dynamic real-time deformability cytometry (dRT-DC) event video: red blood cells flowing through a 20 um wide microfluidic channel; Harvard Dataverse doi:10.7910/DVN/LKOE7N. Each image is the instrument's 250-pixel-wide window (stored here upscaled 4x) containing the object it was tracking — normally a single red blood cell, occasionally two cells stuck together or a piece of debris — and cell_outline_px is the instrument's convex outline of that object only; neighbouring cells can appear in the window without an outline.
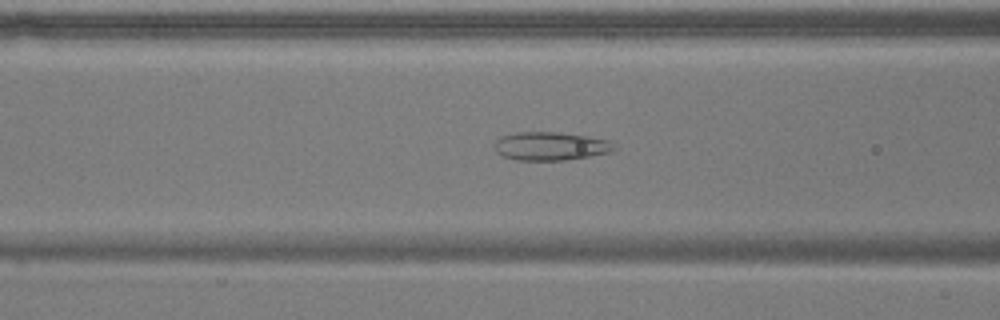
{"species": "common noctule bat (a hibernating species)", "species_latin": "Nyctalus noctula", "temperature_condition": "warm", "stored_images_in_passage": 54, "camera_frame_rate_fps": 3000, "um_per_image_px": 0.085, "animal": {"sex": "male", "body_mass_g": 17.9}, "frame": {"image": 1, "passage_image": 21, "time_ms": 6.667, "image_size_px": [1000, 320], "cell_outline_px": [[616, 148], [608, 152], [588, 156], [564, 160], [516, 160], [504, 156], [496, 152], [492, 144], [500, 136], [516, 132], [556, 132], [584, 136], [608, 140], [616, 144]], "centroid_in_image_um": [46.73, 12.42], "position_along_channel_um": 119.9, "area_um2": 19.71}}
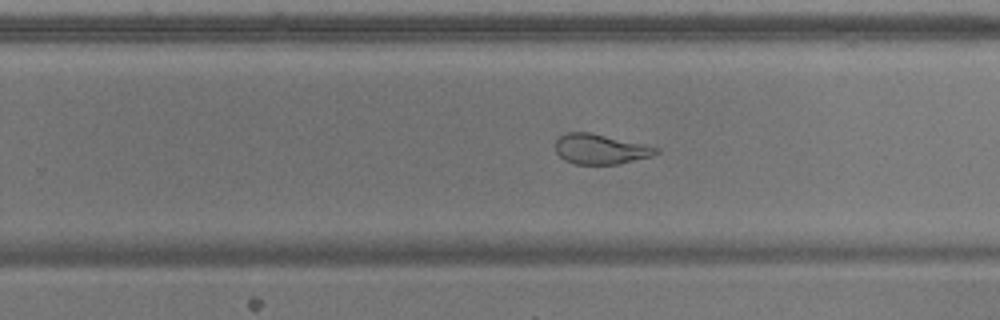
{"frame": {"image": 2, "passage_image": 34, "time_ms": 11.0, "image_size_px": [1000, 320], "cell_outline_px": [[660, 152], [652, 156], [616, 164], [576, 164], [564, 160], [556, 152], [556, 140], [564, 132], [588, 132], [644, 144], [660, 148]], "centroid_in_image_um": [51.03, 12.67], "position_along_channel_um": 278.8, "area_um2": 17.51}}
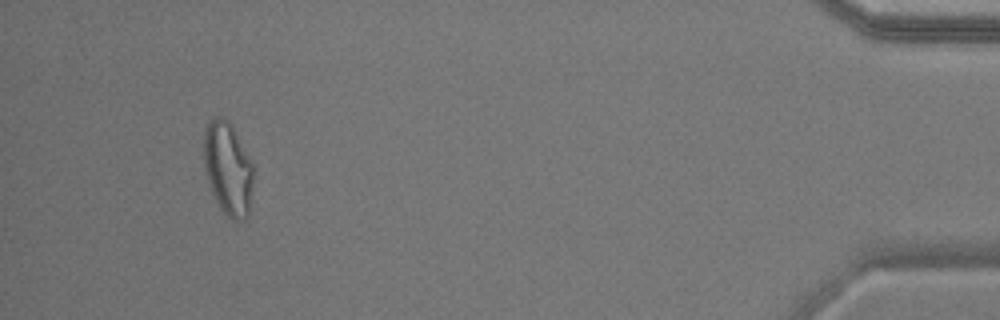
{"frame": {"image": 3, "passage_image": 51, "time_ms": 16.667, "image_size_px": [1000, 320], "cell_outline_px": [[252, 188], [248, 216], [244, 220], [232, 220], [220, 208], [212, 192], [204, 168], [204, 128], [208, 120], [216, 116], [220, 116], [228, 120], [252, 164]], "centroid_in_image_um": [19.34, 14.33], "position_along_channel_um": 415.9, "area_um2": 26.53}, "authors_computed_cell_mechanics": {"area_um2": 24.0448, "velocity_mm_per_s": 3.6728, "shape_relaxation_time_tau1_ms": null, "shape_relaxation_time_tau2_ms": 1.3143, "deformation_change_tau1": null, "deformation_change_tau2": 0.1078}}